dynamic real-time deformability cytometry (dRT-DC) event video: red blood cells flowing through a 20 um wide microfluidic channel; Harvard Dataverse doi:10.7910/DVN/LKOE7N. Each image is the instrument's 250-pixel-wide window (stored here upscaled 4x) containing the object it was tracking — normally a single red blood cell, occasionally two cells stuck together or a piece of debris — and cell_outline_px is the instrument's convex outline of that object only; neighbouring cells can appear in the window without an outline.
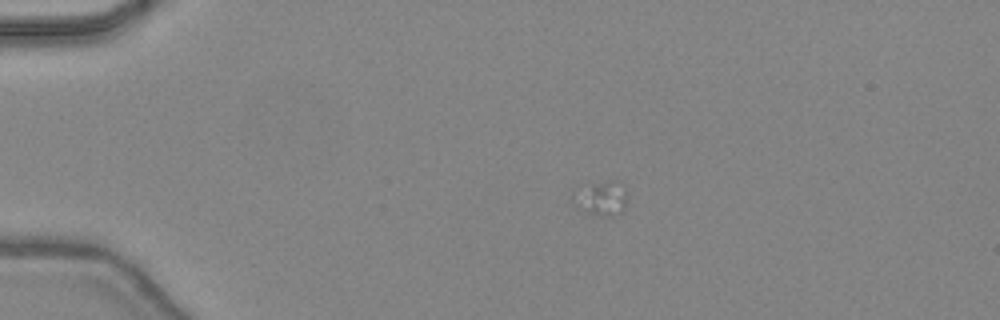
{"species": "common noctule bat (a hibernating species)", "species_latin": "Nyctalus noctula", "temperature_condition": "warm", "stored_images_in_passage": 6, "camera_frame_rate_fps": 3000, "um_per_image_px": 0.085, "animal": {"sex": "female", "body_mass_g": 24.6, "forearm_length_mm": 56.2}, "frame": {"image": 1, "passage_image": 1, "time_ms": 0.0, "image_size_px": [1000, 320], "cell_outline_px": [[624, 212], [612, 216], [604, 216], [588, 212], [572, 200], [572, 192], [612, 180], [624, 184]], "centroid_in_image_um": [51.15, 16.88], "position_along_channel_um": 33.8, "area_um2": 10.06}}